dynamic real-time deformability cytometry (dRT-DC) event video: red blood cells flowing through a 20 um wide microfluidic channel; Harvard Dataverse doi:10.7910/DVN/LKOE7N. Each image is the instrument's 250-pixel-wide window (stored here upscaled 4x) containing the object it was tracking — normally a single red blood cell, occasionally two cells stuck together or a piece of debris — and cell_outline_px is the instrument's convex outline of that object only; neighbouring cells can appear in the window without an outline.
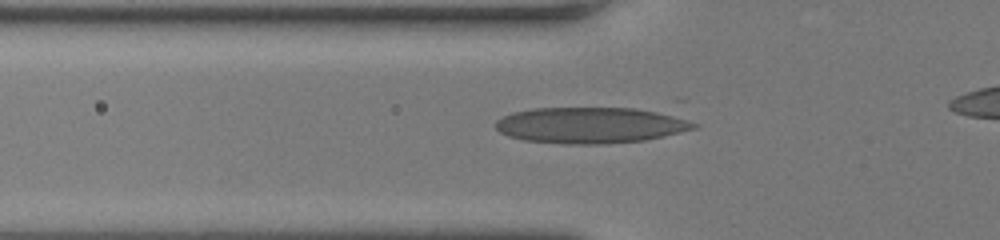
{"species": "human", "species_latin": "Homo sapiens", "temperature_condition": "room temperature", "stored_images_in_passage": 36, "camera_frame_rate_fps": 3000, "um_per_image_px": 0.085, "donor": {"sex": "female"}, "frame": {"image": 1, "passage_image": 6, "time_ms": 1.667, "image_size_px": [1000, 240], "cell_outline_px": [[700, 124], [696, 128], [664, 136], [644, 140], [604, 144], [564, 144], [524, 140], [508, 136], [500, 132], [496, 128], [496, 120], [512, 112], [532, 108], [636, 108], [668, 112]], "centroid_in_image_um": [50.25, 10.63], "position_along_channel_um": 75.6, "area_um2": 42.08}}
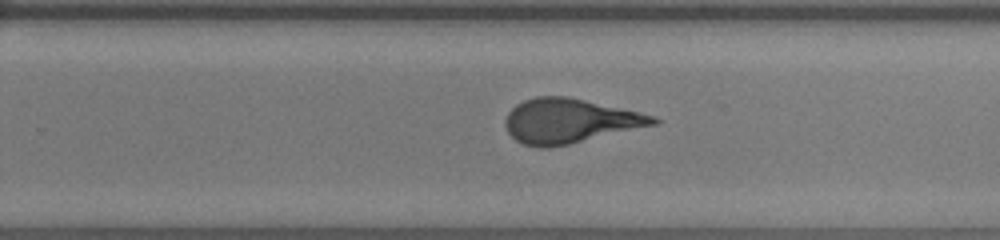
{"frame": {"image": 2, "passage_image": 22, "time_ms": 7.0, "image_size_px": [1000, 240], "cell_outline_px": [[660, 120], [656, 124], [568, 144], [548, 148], [536, 148], [524, 144], [516, 140], [508, 132], [504, 124], [504, 120], [508, 112], [516, 104], [524, 100], [536, 96], [568, 96], [640, 112], [656, 116]], "centroid_in_image_um": [48.38, 10.27], "position_along_channel_um": 281.4, "area_um2": 38.21}}
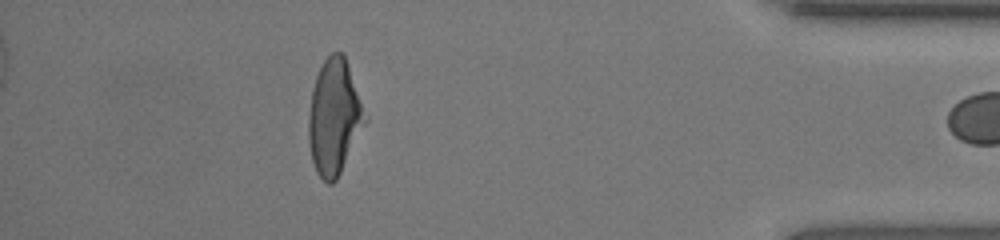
{"frame": {"image": 3, "passage_image": 35, "time_ms": 11.333, "image_size_px": [1000, 240], "cell_outline_px": [[368, 120], [336, 180], [332, 184], [328, 184], [316, 172], [312, 160], [308, 140], [308, 116], [312, 88], [316, 76], [324, 60], [332, 52], [344, 52], [368, 116]], "centroid_in_image_um": [28.42, 9.93], "position_along_channel_um": 406.8, "area_um2": 38.26}}